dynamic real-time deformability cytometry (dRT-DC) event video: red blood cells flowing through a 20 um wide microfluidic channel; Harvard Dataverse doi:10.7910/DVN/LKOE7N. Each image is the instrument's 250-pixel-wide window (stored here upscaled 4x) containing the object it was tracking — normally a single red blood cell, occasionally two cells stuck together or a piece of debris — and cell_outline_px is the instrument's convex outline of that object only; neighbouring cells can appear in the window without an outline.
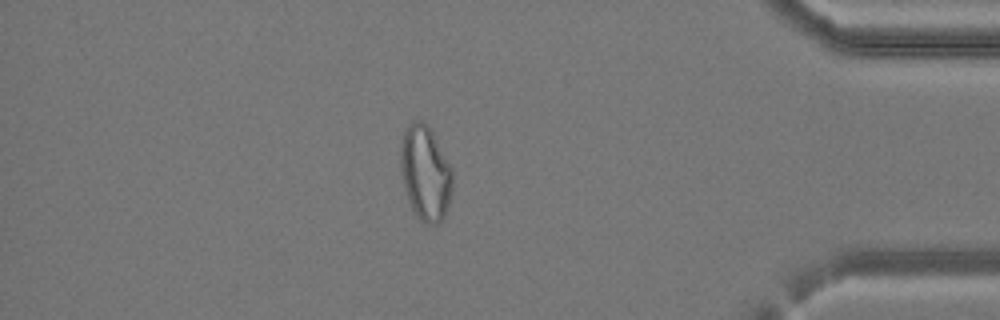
{"species": "common noctule bat (a hibernating species)", "species_latin": "Nyctalus noctula", "temperature_condition": "cold", "stored_images_in_passage": 38, "camera_frame_rate_fps": 3000, "um_per_image_px": 0.085, "animal": {"sex": "female", "body_mass_g": 24.6, "forearm_length_mm": 56.2}, "frame": {"image": 1, "passage_image": 33, "time_ms": 10.667, "image_size_px": [1000, 320], "cell_outline_px": [[452, 188], [448, 204], [444, 216], [440, 224], [428, 224], [412, 208], [408, 200], [400, 168], [400, 148], [404, 132], [408, 124], [416, 120], [420, 120], [428, 124], [452, 168]], "centroid_in_image_um": [36.16, 14.67], "position_along_channel_um": 399.0, "area_um2": 28.38}}